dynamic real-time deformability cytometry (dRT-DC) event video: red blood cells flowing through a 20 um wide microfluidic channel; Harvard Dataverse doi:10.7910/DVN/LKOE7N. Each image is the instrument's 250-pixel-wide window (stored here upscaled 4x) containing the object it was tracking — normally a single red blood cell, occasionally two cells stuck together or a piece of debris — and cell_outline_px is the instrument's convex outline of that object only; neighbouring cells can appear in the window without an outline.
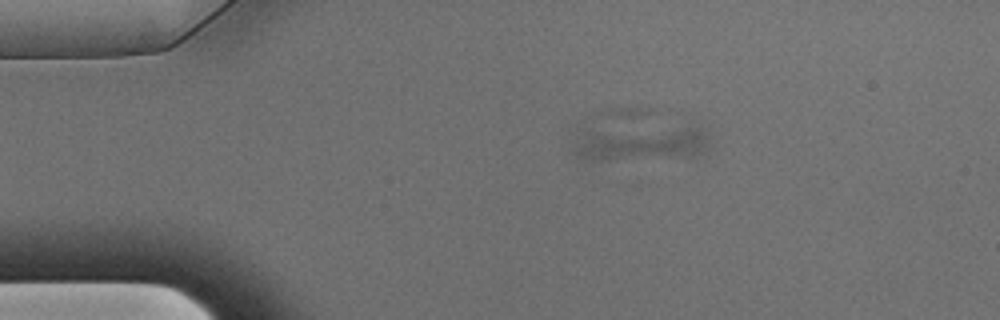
{"species": "Egyptian fruit bat (a non-hibernating species)", "species_latin": "Rousettus aegyptiacus", "temperature_condition": "warm", "stored_images_in_passage": 18, "camera_frame_rate_fps": 3000, "um_per_image_px": 0.085, "animal": {"sex": "male"}, "frame": {"image": 1, "passage_image": 11, "time_ms": 3.333, "image_size_px": [1000, 320], "cell_outline_px": [[712, 148], [704, 156], [692, 160], [580, 160], [572, 152], [568, 128], [580, 120], [688, 120], [704, 124], [708, 132]], "centroid_in_image_um": [54.33, 11.9], "position_along_channel_um": 30.7, "area_um2": 38.78}}